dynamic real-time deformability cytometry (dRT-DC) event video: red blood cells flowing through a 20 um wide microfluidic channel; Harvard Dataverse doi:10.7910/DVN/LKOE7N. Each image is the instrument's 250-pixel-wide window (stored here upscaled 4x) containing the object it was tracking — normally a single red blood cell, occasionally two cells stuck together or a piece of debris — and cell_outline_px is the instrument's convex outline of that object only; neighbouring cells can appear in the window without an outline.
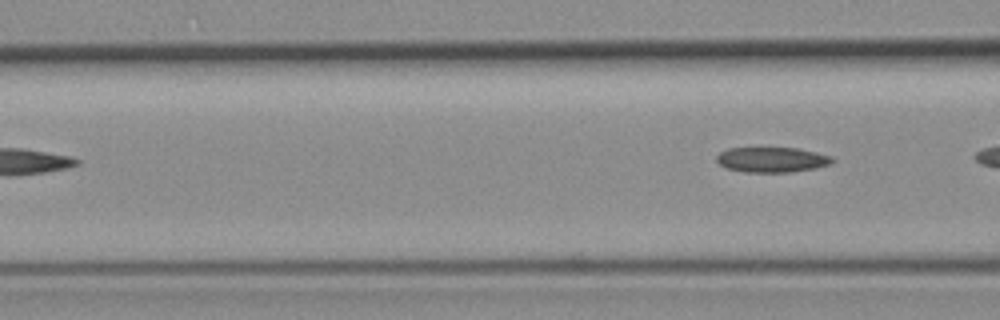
{"species": "common noctule bat (a hibernating species)", "species_latin": "Nyctalus noctula", "temperature_condition": "room temperature", "stored_images_in_passage": 4, "segment_of_instrument_passage": [2, 2], "camera_frame_rate_fps": 3000, "um_per_image_px": 0.085, "animal": {"sex": "female", "body_mass_g": 19.3, "forearm_length_mm": 54.1}, "frame": {"image": 1, "passage_image": 4, "time_ms": 3.667, "image_size_px": [1000, 320], "cell_outline_px": [[836, 160], [828, 164], [816, 168], [792, 172], [744, 172], [724, 168], [716, 160], [716, 156], [720, 152], [728, 148], [796, 148], [816, 152], [832, 156]], "centroid_in_image_um": [65.6, 13.58], "position_along_channel_um": 101.0, "area_um2": 17.05}}